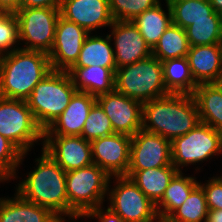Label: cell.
Returning <instances> with one entry per match:
<instances>
[{"label":"cell","mask_w":222,"mask_h":222,"mask_svg":"<svg viewBox=\"0 0 222 222\" xmlns=\"http://www.w3.org/2000/svg\"><path fill=\"white\" fill-rule=\"evenodd\" d=\"M110 176L96 164L66 172L68 216L78 219L103 204Z\"/></svg>","instance_id":"8992f818"},{"label":"cell","mask_w":222,"mask_h":222,"mask_svg":"<svg viewBox=\"0 0 222 222\" xmlns=\"http://www.w3.org/2000/svg\"><path fill=\"white\" fill-rule=\"evenodd\" d=\"M142 130L169 141L187 134L200 123L191 94H174L142 103Z\"/></svg>","instance_id":"6da1fadb"},{"label":"cell","mask_w":222,"mask_h":222,"mask_svg":"<svg viewBox=\"0 0 222 222\" xmlns=\"http://www.w3.org/2000/svg\"><path fill=\"white\" fill-rule=\"evenodd\" d=\"M116 69L93 65L88 67H71L67 72L70 74L77 91L97 97L112 92L115 89Z\"/></svg>","instance_id":"ffe728a7"},{"label":"cell","mask_w":222,"mask_h":222,"mask_svg":"<svg viewBox=\"0 0 222 222\" xmlns=\"http://www.w3.org/2000/svg\"><path fill=\"white\" fill-rule=\"evenodd\" d=\"M222 153V132L200 122L187 134L171 141L172 164L180 166L203 162L209 157Z\"/></svg>","instance_id":"ba28073f"},{"label":"cell","mask_w":222,"mask_h":222,"mask_svg":"<svg viewBox=\"0 0 222 222\" xmlns=\"http://www.w3.org/2000/svg\"><path fill=\"white\" fill-rule=\"evenodd\" d=\"M185 30L190 47L222 43L220 20H197Z\"/></svg>","instance_id":"4dcf8cb0"},{"label":"cell","mask_w":222,"mask_h":222,"mask_svg":"<svg viewBox=\"0 0 222 222\" xmlns=\"http://www.w3.org/2000/svg\"><path fill=\"white\" fill-rule=\"evenodd\" d=\"M186 58L197 84L222 82V43L192 46Z\"/></svg>","instance_id":"d6986e66"},{"label":"cell","mask_w":222,"mask_h":222,"mask_svg":"<svg viewBox=\"0 0 222 222\" xmlns=\"http://www.w3.org/2000/svg\"><path fill=\"white\" fill-rule=\"evenodd\" d=\"M112 36L107 35L106 38L102 36L86 37L79 57L72 67H88L101 66L104 68H117L114 57V49L110 45Z\"/></svg>","instance_id":"d4e9b609"},{"label":"cell","mask_w":222,"mask_h":222,"mask_svg":"<svg viewBox=\"0 0 222 222\" xmlns=\"http://www.w3.org/2000/svg\"><path fill=\"white\" fill-rule=\"evenodd\" d=\"M198 185L199 182L195 180V177L183 176L182 171H178L171 179L164 196L156 205L160 222H164L179 208Z\"/></svg>","instance_id":"cb8c5ba5"},{"label":"cell","mask_w":222,"mask_h":222,"mask_svg":"<svg viewBox=\"0 0 222 222\" xmlns=\"http://www.w3.org/2000/svg\"><path fill=\"white\" fill-rule=\"evenodd\" d=\"M209 1L216 13H220L222 11V0H209Z\"/></svg>","instance_id":"60d3db41"},{"label":"cell","mask_w":222,"mask_h":222,"mask_svg":"<svg viewBox=\"0 0 222 222\" xmlns=\"http://www.w3.org/2000/svg\"><path fill=\"white\" fill-rule=\"evenodd\" d=\"M4 180H5V181H6V180H9V178L0 175V182H2V181H4Z\"/></svg>","instance_id":"b9f144b4"},{"label":"cell","mask_w":222,"mask_h":222,"mask_svg":"<svg viewBox=\"0 0 222 222\" xmlns=\"http://www.w3.org/2000/svg\"><path fill=\"white\" fill-rule=\"evenodd\" d=\"M165 13L159 2L153 8L147 9L142 14L136 16L131 22L139 29L146 43L151 49L158 43L161 35L172 24V13L168 2Z\"/></svg>","instance_id":"484cf974"},{"label":"cell","mask_w":222,"mask_h":222,"mask_svg":"<svg viewBox=\"0 0 222 222\" xmlns=\"http://www.w3.org/2000/svg\"><path fill=\"white\" fill-rule=\"evenodd\" d=\"M177 172L173 165H169L153 169L128 170L125 176L134 182L156 206Z\"/></svg>","instance_id":"7402d4cb"},{"label":"cell","mask_w":222,"mask_h":222,"mask_svg":"<svg viewBox=\"0 0 222 222\" xmlns=\"http://www.w3.org/2000/svg\"><path fill=\"white\" fill-rule=\"evenodd\" d=\"M169 165H173L171 141L144 130L131 137L128 170L153 169Z\"/></svg>","instance_id":"7c38bea8"},{"label":"cell","mask_w":222,"mask_h":222,"mask_svg":"<svg viewBox=\"0 0 222 222\" xmlns=\"http://www.w3.org/2000/svg\"><path fill=\"white\" fill-rule=\"evenodd\" d=\"M115 90L141 103L169 95L162 62L153 55L117 68Z\"/></svg>","instance_id":"5b68a950"},{"label":"cell","mask_w":222,"mask_h":222,"mask_svg":"<svg viewBox=\"0 0 222 222\" xmlns=\"http://www.w3.org/2000/svg\"><path fill=\"white\" fill-rule=\"evenodd\" d=\"M220 22H221V29H222V11L219 13Z\"/></svg>","instance_id":"7bdbcfd3"},{"label":"cell","mask_w":222,"mask_h":222,"mask_svg":"<svg viewBox=\"0 0 222 222\" xmlns=\"http://www.w3.org/2000/svg\"><path fill=\"white\" fill-rule=\"evenodd\" d=\"M20 41L19 25L14 12H0V54L7 55L20 49L14 46ZM14 46L13 48H11ZM10 50V51H9Z\"/></svg>","instance_id":"836d02e7"},{"label":"cell","mask_w":222,"mask_h":222,"mask_svg":"<svg viewBox=\"0 0 222 222\" xmlns=\"http://www.w3.org/2000/svg\"><path fill=\"white\" fill-rule=\"evenodd\" d=\"M20 9V0H0V12H14Z\"/></svg>","instance_id":"f35d334b"},{"label":"cell","mask_w":222,"mask_h":222,"mask_svg":"<svg viewBox=\"0 0 222 222\" xmlns=\"http://www.w3.org/2000/svg\"><path fill=\"white\" fill-rule=\"evenodd\" d=\"M189 49L186 30L172 23L152 49V55L163 62L168 59L186 57Z\"/></svg>","instance_id":"f1b7e54d"},{"label":"cell","mask_w":222,"mask_h":222,"mask_svg":"<svg viewBox=\"0 0 222 222\" xmlns=\"http://www.w3.org/2000/svg\"><path fill=\"white\" fill-rule=\"evenodd\" d=\"M60 15L90 34L96 28L110 27L114 21L108 0H62Z\"/></svg>","instance_id":"e0dca14e"},{"label":"cell","mask_w":222,"mask_h":222,"mask_svg":"<svg viewBox=\"0 0 222 222\" xmlns=\"http://www.w3.org/2000/svg\"><path fill=\"white\" fill-rule=\"evenodd\" d=\"M88 34L81 26L60 15L53 47L48 54L52 70L68 71L76 63Z\"/></svg>","instance_id":"5bb4252c"},{"label":"cell","mask_w":222,"mask_h":222,"mask_svg":"<svg viewBox=\"0 0 222 222\" xmlns=\"http://www.w3.org/2000/svg\"><path fill=\"white\" fill-rule=\"evenodd\" d=\"M115 188L108 191L110 206L124 222H153L159 217L155 204L126 176H115ZM158 219V220H157Z\"/></svg>","instance_id":"30bf717a"},{"label":"cell","mask_w":222,"mask_h":222,"mask_svg":"<svg viewBox=\"0 0 222 222\" xmlns=\"http://www.w3.org/2000/svg\"><path fill=\"white\" fill-rule=\"evenodd\" d=\"M37 168L18 184L17 193L29 202L50 209L62 221L68 216L66 172L42 149Z\"/></svg>","instance_id":"3957f363"},{"label":"cell","mask_w":222,"mask_h":222,"mask_svg":"<svg viewBox=\"0 0 222 222\" xmlns=\"http://www.w3.org/2000/svg\"><path fill=\"white\" fill-rule=\"evenodd\" d=\"M199 186L203 189L209 210L222 209V176L213 177L208 183Z\"/></svg>","instance_id":"d590c367"},{"label":"cell","mask_w":222,"mask_h":222,"mask_svg":"<svg viewBox=\"0 0 222 222\" xmlns=\"http://www.w3.org/2000/svg\"><path fill=\"white\" fill-rule=\"evenodd\" d=\"M110 119L114 133L132 137L142 130V103L129 98L115 89L96 97Z\"/></svg>","instance_id":"8fae6325"},{"label":"cell","mask_w":222,"mask_h":222,"mask_svg":"<svg viewBox=\"0 0 222 222\" xmlns=\"http://www.w3.org/2000/svg\"><path fill=\"white\" fill-rule=\"evenodd\" d=\"M206 222H222V209L208 210Z\"/></svg>","instance_id":"ab89813d"},{"label":"cell","mask_w":222,"mask_h":222,"mask_svg":"<svg viewBox=\"0 0 222 222\" xmlns=\"http://www.w3.org/2000/svg\"><path fill=\"white\" fill-rule=\"evenodd\" d=\"M114 57L116 67L133 64L152 55V49L146 43L139 29L131 21H113Z\"/></svg>","instance_id":"2e32d148"},{"label":"cell","mask_w":222,"mask_h":222,"mask_svg":"<svg viewBox=\"0 0 222 222\" xmlns=\"http://www.w3.org/2000/svg\"><path fill=\"white\" fill-rule=\"evenodd\" d=\"M192 95L200 122L222 132V82L198 84Z\"/></svg>","instance_id":"603a6c76"},{"label":"cell","mask_w":222,"mask_h":222,"mask_svg":"<svg viewBox=\"0 0 222 222\" xmlns=\"http://www.w3.org/2000/svg\"><path fill=\"white\" fill-rule=\"evenodd\" d=\"M114 21H132L147 9L153 8L159 0H108Z\"/></svg>","instance_id":"d6a6232c"},{"label":"cell","mask_w":222,"mask_h":222,"mask_svg":"<svg viewBox=\"0 0 222 222\" xmlns=\"http://www.w3.org/2000/svg\"><path fill=\"white\" fill-rule=\"evenodd\" d=\"M59 16L60 9H19L16 12V17L19 25L20 40L26 41L25 47L21 49L49 54L53 47Z\"/></svg>","instance_id":"9c48e42d"},{"label":"cell","mask_w":222,"mask_h":222,"mask_svg":"<svg viewBox=\"0 0 222 222\" xmlns=\"http://www.w3.org/2000/svg\"><path fill=\"white\" fill-rule=\"evenodd\" d=\"M167 91L174 94H193L198 84L194 81L186 57L162 62Z\"/></svg>","instance_id":"83f0119b"},{"label":"cell","mask_w":222,"mask_h":222,"mask_svg":"<svg viewBox=\"0 0 222 222\" xmlns=\"http://www.w3.org/2000/svg\"><path fill=\"white\" fill-rule=\"evenodd\" d=\"M91 143L92 161L110 177L125 176L130 164L131 137L113 133Z\"/></svg>","instance_id":"4fadbf2b"},{"label":"cell","mask_w":222,"mask_h":222,"mask_svg":"<svg viewBox=\"0 0 222 222\" xmlns=\"http://www.w3.org/2000/svg\"><path fill=\"white\" fill-rule=\"evenodd\" d=\"M77 92L67 71L52 70L26 100L37 124L45 131L66 109Z\"/></svg>","instance_id":"277c9868"},{"label":"cell","mask_w":222,"mask_h":222,"mask_svg":"<svg viewBox=\"0 0 222 222\" xmlns=\"http://www.w3.org/2000/svg\"><path fill=\"white\" fill-rule=\"evenodd\" d=\"M94 216L98 218L99 222H124L123 219L109 207L106 211H103L102 205L85 212L81 217H91L93 219Z\"/></svg>","instance_id":"8d00e7d4"},{"label":"cell","mask_w":222,"mask_h":222,"mask_svg":"<svg viewBox=\"0 0 222 222\" xmlns=\"http://www.w3.org/2000/svg\"><path fill=\"white\" fill-rule=\"evenodd\" d=\"M208 210L204 191L198 185L164 222H206Z\"/></svg>","instance_id":"f546056e"},{"label":"cell","mask_w":222,"mask_h":222,"mask_svg":"<svg viewBox=\"0 0 222 222\" xmlns=\"http://www.w3.org/2000/svg\"><path fill=\"white\" fill-rule=\"evenodd\" d=\"M0 222H64L50 209L22 198H0Z\"/></svg>","instance_id":"44dd1931"},{"label":"cell","mask_w":222,"mask_h":222,"mask_svg":"<svg viewBox=\"0 0 222 222\" xmlns=\"http://www.w3.org/2000/svg\"><path fill=\"white\" fill-rule=\"evenodd\" d=\"M62 0H20V9L53 8L60 9Z\"/></svg>","instance_id":"74e56055"},{"label":"cell","mask_w":222,"mask_h":222,"mask_svg":"<svg viewBox=\"0 0 222 222\" xmlns=\"http://www.w3.org/2000/svg\"><path fill=\"white\" fill-rule=\"evenodd\" d=\"M96 97L77 91L62 114L44 131V136H81Z\"/></svg>","instance_id":"ac0fdd59"},{"label":"cell","mask_w":222,"mask_h":222,"mask_svg":"<svg viewBox=\"0 0 222 222\" xmlns=\"http://www.w3.org/2000/svg\"><path fill=\"white\" fill-rule=\"evenodd\" d=\"M27 153H22L12 142L0 135V175L12 179L16 168Z\"/></svg>","instance_id":"e575fe53"},{"label":"cell","mask_w":222,"mask_h":222,"mask_svg":"<svg viewBox=\"0 0 222 222\" xmlns=\"http://www.w3.org/2000/svg\"><path fill=\"white\" fill-rule=\"evenodd\" d=\"M42 149L65 171L93 164L91 143L81 136H44Z\"/></svg>","instance_id":"9a60e30c"},{"label":"cell","mask_w":222,"mask_h":222,"mask_svg":"<svg viewBox=\"0 0 222 222\" xmlns=\"http://www.w3.org/2000/svg\"><path fill=\"white\" fill-rule=\"evenodd\" d=\"M114 133L110 119L106 116L103 108L96 101L89 111L85 121L81 137L87 141L108 136Z\"/></svg>","instance_id":"1f68e13d"},{"label":"cell","mask_w":222,"mask_h":222,"mask_svg":"<svg viewBox=\"0 0 222 222\" xmlns=\"http://www.w3.org/2000/svg\"><path fill=\"white\" fill-rule=\"evenodd\" d=\"M52 71L47 53L17 49L0 62V97L26 101L33 88Z\"/></svg>","instance_id":"7a4b0ae2"},{"label":"cell","mask_w":222,"mask_h":222,"mask_svg":"<svg viewBox=\"0 0 222 222\" xmlns=\"http://www.w3.org/2000/svg\"><path fill=\"white\" fill-rule=\"evenodd\" d=\"M169 3L172 23L186 29L197 20H220L209 0H176Z\"/></svg>","instance_id":"4316f807"},{"label":"cell","mask_w":222,"mask_h":222,"mask_svg":"<svg viewBox=\"0 0 222 222\" xmlns=\"http://www.w3.org/2000/svg\"><path fill=\"white\" fill-rule=\"evenodd\" d=\"M0 135L12 142L23 154L34 142L44 140V131L37 124L24 100L0 97Z\"/></svg>","instance_id":"52a82bcc"}]
</instances>
